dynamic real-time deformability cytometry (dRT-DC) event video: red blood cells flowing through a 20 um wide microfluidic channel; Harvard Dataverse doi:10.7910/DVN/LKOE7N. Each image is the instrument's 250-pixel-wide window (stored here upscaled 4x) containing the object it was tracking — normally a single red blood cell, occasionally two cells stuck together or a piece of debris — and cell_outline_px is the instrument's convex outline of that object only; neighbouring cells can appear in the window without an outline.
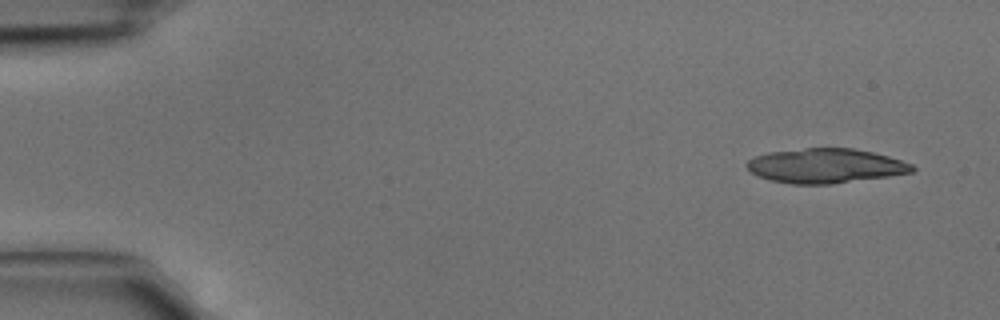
{"species": "common noctule bat (a hibernating species)", "species_latin": "Nyctalus noctula", "temperature_condition": "cold", "stored_images_in_passage": 3, "camera_frame_rate_fps": 3000, "um_per_image_px": 0.085, "animal": {"sex": "male", "body_mass_g": 15.6}, "frame": {"image": 1, "passage_image": 1, "time_ms": 0.0, "image_size_px": [1000, 320], "cell_outline_px": [[916, 168], [912, 172], [888, 176], [828, 184], [792, 184], [768, 180], [752, 172], [744, 164], [748, 160], [756, 156], [768, 152], [804, 148], [852, 148], [872, 152], [888, 156], [912, 164]], "centroid_in_image_um": [70.14, 14.09], "position_along_channel_um": 14.9, "area_um2": 33.06}}